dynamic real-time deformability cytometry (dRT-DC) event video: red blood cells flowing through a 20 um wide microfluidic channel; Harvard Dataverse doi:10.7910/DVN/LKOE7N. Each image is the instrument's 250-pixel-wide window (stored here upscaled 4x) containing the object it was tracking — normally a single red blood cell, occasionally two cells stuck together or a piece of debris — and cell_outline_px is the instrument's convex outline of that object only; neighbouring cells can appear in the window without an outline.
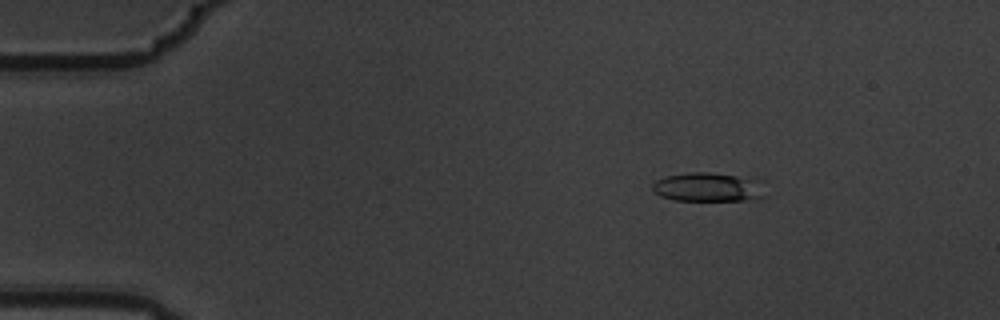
{"species": "common noctule bat (a hibernating species)", "species_latin": "Nyctalus noctula", "temperature_condition": "warm", "stored_images_in_passage": 6, "camera_frame_rate_fps": 3000, "um_per_image_px": 0.085, "animal": {"sex": "male", "body_mass_g": 19.5, "forearm_length_mm": 54.6}, "frame": {"image": 1, "passage_image": 3, "time_ms": 0.667, "image_size_px": [1000, 320], "cell_outline_px": [[768, 196], [756, 200], [672, 200], [660, 196], [652, 192], [652, 184], [656, 180], [664, 176], [688, 172], [708, 172], [764, 180]], "centroid_in_image_um": [60.27, 15.91], "position_along_channel_um": 24.7, "area_um2": 19.71}}
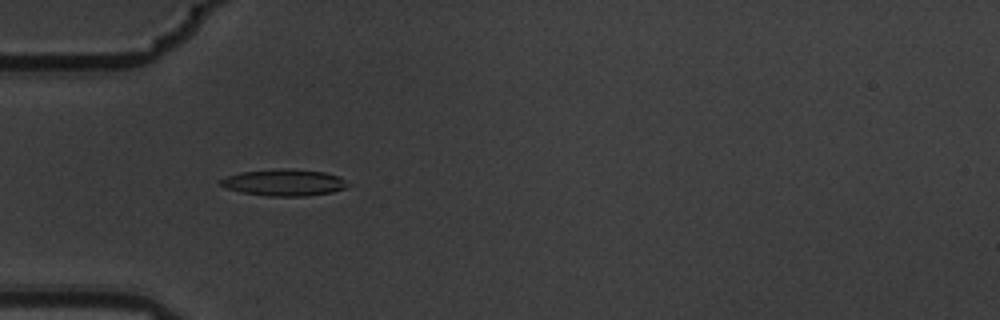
{"frame": {"image": 2, "passage_image": 5, "time_ms": 1.333, "image_size_px": [1000, 320], "cell_outline_px": [[348, 184], [344, 188], [332, 192], [308, 196], [268, 196], [240, 192], [228, 188], [220, 184], [220, 180], [228, 176], [240, 172], [280, 168], [284, 168], [324, 172], [340, 176]], "centroid_in_image_um": [24.15, 15.51], "position_along_channel_um": 60.8, "area_um2": 19.59}}
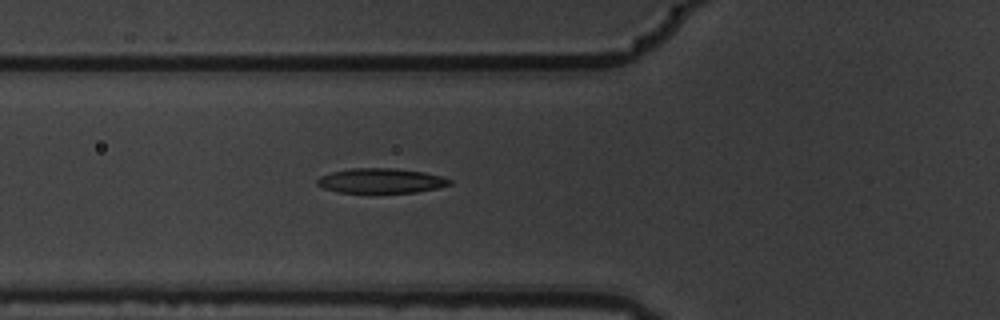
{"frame": {"image": 3, "passage_image": 6, "time_ms": 1.667, "image_size_px": [1000, 320], "cell_outline_px": [[452, 184], [436, 188], [416, 192], [336, 192], [324, 188], [316, 184], [316, 180], [320, 176], [332, 172], [348, 168], [392, 168], [424, 172], [440, 176], [452, 180]], "centroid_in_image_um": [32.35, 15.35], "position_along_channel_um": 93.4, "area_um2": 19.02}}